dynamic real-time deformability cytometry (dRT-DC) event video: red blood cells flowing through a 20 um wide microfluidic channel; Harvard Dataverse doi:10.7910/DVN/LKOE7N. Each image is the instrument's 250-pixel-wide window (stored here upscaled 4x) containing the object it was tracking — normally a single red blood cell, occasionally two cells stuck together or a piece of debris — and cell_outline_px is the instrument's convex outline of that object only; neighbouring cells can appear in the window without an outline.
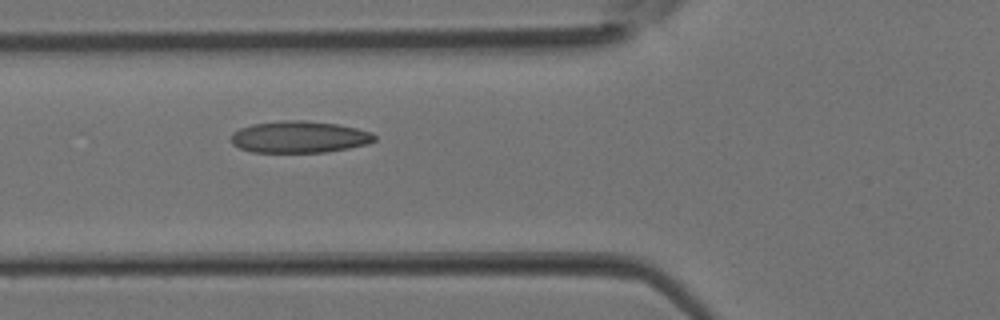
{"species": "Egyptian fruit bat (a non-hibernating species)", "species_latin": "Rousettus aegyptiacus", "temperature_condition": "room temperature", "stored_images_in_passage": 15, "camera_frame_rate_fps": 3000, "um_per_image_px": 0.085, "animal": {"sex": "female"}, "frame": {"image": 1, "passage_image": 3, "time_ms": 0.667, "image_size_px": [1000, 320], "cell_outline_px": [[376, 140], [368, 144], [348, 148], [324, 152], [252, 152], [240, 148], [232, 144], [232, 132], [240, 128], [252, 124], [284, 120], [304, 120], [336, 124], [356, 128], [372, 132], [376, 136]], "centroid_in_image_um": [25.45, 11.64], "position_along_channel_um": 100.4, "area_um2": 26.53}}